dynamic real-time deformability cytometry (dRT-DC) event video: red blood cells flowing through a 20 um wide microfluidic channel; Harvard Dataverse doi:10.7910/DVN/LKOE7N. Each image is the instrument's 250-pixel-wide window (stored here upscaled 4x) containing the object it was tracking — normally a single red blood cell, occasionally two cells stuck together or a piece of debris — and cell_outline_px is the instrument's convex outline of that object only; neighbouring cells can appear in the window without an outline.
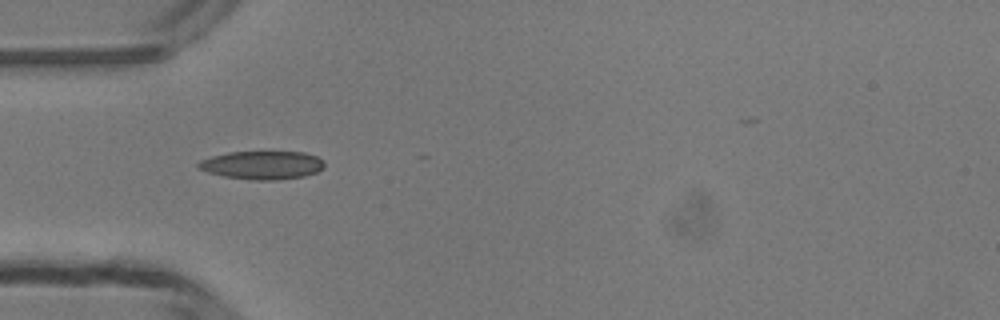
{"species": "common noctule bat (a hibernating species)", "species_latin": "Nyctalus noctula", "temperature_condition": "room temperature", "stored_images_in_passage": 29, "camera_frame_rate_fps": 3000, "um_per_image_px": 0.085, "animal": {"sex": "male", "body_mass_g": 13.3}, "frame": {"image": 1, "passage_image": 3, "time_ms": 0.667, "image_size_px": [1000, 320], "cell_outline_px": [[324, 168], [316, 172], [304, 176], [276, 180], [252, 180], [224, 176], [208, 172], [196, 168], [196, 164], [200, 160], [212, 156], [228, 152], [304, 152], [316, 156], [324, 160]], "centroid_in_image_um": [22.28, 14.03], "position_along_channel_um": 62.7, "area_um2": 20.87}}
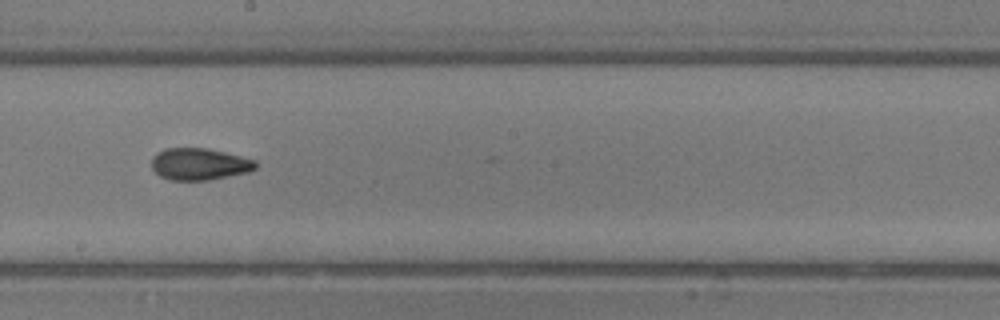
{"frame": {"image": 2, "passage_image": 15, "time_ms": 4.667, "image_size_px": [1000, 320], "cell_outline_px": [[256, 168], [248, 172], [208, 180], [172, 180], [160, 176], [152, 168], [152, 156], [156, 152], [164, 148], [208, 148], [256, 160]], "centroid_in_image_um": [16.92, 13.94], "position_along_channel_um": 231.3, "area_um2": 19.31}}
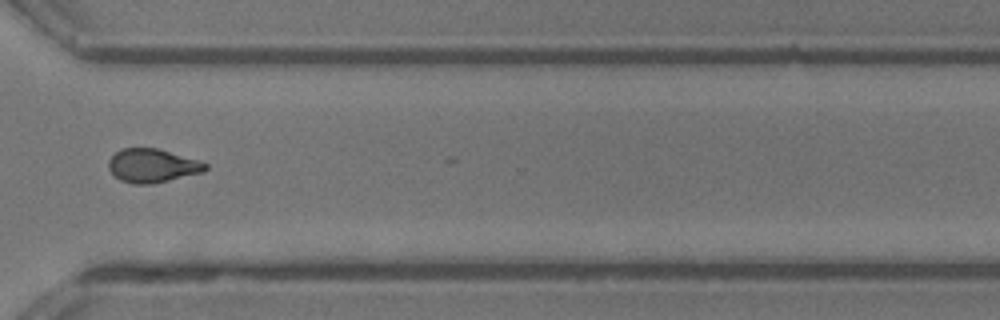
{"frame": {"image": 3, "passage_image": 24, "time_ms": 7.667, "image_size_px": [1000, 320], "cell_outline_px": [[208, 168], [204, 172], [152, 184], [132, 184], [120, 180], [108, 168], [108, 160], [120, 148], [160, 148], [208, 164]], "centroid_in_image_um": [12.94, 14.08], "position_along_channel_um": 357.7, "area_um2": 19.02}, "authors_computed_cell_mechanics": {"area_um2": 19.3052, "velocity_mm_per_s": 4.217, "shape_relaxation_time_tau1_ms": 3.9972, "shape_relaxation_time_tau2_ms": 2.2514, "deformation_change_tau1": 0.1272, "deformation_change_tau2": 0.0944}}